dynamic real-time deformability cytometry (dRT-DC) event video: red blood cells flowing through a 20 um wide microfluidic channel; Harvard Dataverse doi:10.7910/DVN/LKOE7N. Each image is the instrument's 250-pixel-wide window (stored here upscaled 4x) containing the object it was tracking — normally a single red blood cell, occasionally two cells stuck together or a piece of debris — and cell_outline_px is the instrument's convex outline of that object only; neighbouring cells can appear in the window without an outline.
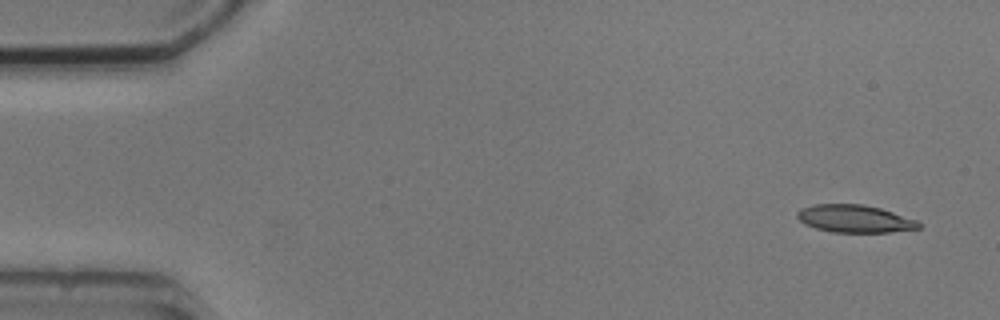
{"species": "common noctule bat (a hibernating species)", "species_latin": "Nyctalus noctula", "temperature_condition": "cold", "stored_images_in_passage": 7, "camera_frame_rate_fps": 3000, "um_per_image_px": 0.085, "animal": {"sex": "male", "body_mass_g": 20.5, "forearm_length_mm": 52.5}, "frame": {"image": 1, "passage_image": 1, "time_ms": 0.0, "image_size_px": [1000, 320], "cell_outline_px": [[920, 228], [888, 232], [832, 232], [816, 228], [804, 224], [796, 216], [796, 212], [800, 208], [812, 204], [864, 204], [880, 208], [916, 220], [920, 224]], "centroid_in_image_um": [72.59, 18.58], "position_along_channel_um": 12.4, "area_um2": 19.48}}
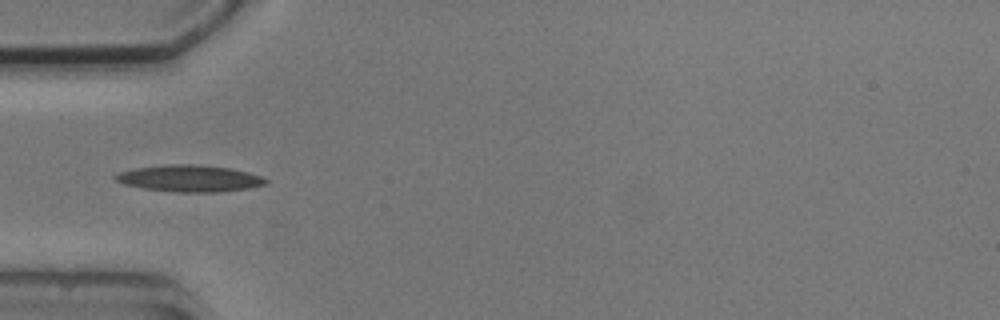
{"frame": {"image": 2, "passage_image": 4, "time_ms": 4.667, "image_size_px": [1000, 320], "cell_outline_px": [[268, 184], [248, 188], [216, 192], [176, 192], [144, 188], [124, 184], [116, 180], [112, 176], [120, 172], [136, 168], [164, 164], [196, 164], [232, 168], [248, 172], [260, 176], [268, 180]], "centroid_in_image_um": [16.13, 15.15], "position_along_channel_um": 68.9, "area_um2": 23.35}}